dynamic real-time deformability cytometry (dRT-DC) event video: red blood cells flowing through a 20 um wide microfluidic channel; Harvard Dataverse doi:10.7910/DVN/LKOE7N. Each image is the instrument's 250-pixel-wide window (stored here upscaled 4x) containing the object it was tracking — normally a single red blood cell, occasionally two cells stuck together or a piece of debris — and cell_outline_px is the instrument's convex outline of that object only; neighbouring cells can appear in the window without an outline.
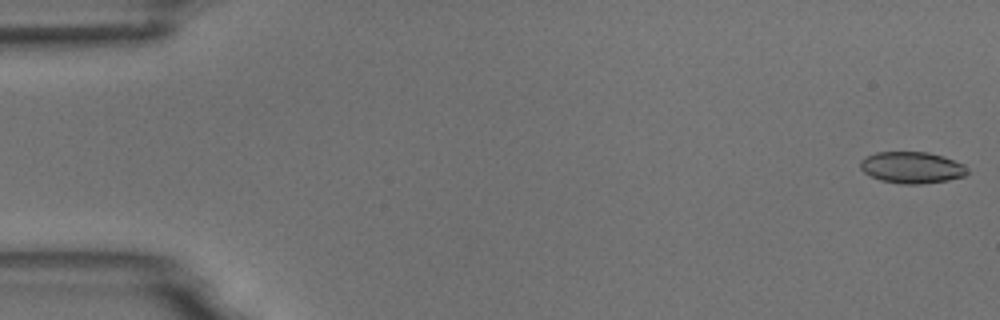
{"species": "common noctule bat (a hibernating species)", "species_latin": "Nyctalus noctula", "temperature_condition": "room temperature", "stored_images_in_passage": 7, "camera_frame_rate_fps": 3000, "um_per_image_px": 0.085, "animal": {"sex": "male", "body_mass_g": 18.8}, "frame": {"image": 1, "passage_image": 1, "time_ms": 0.0, "image_size_px": [1000, 320], "cell_outline_px": [[968, 172], [964, 176], [948, 180], [924, 184], [904, 184], [880, 180], [864, 172], [860, 168], [860, 160], [876, 152], [928, 152], [944, 156], [964, 164]], "centroid_in_image_um": [77.52, 14.24], "position_along_channel_um": 7.5, "area_um2": 19.65}}
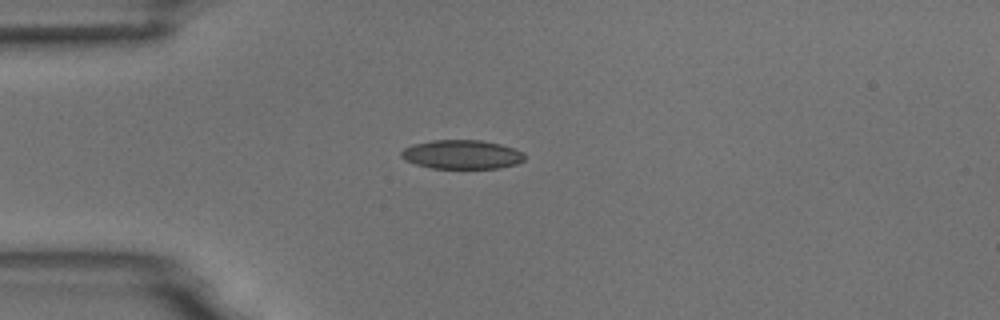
{"frame": {"image": 2, "passage_image": 4, "time_ms": 4.333, "image_size_px": [1000, 320], "cell_outline_px": [[524, 160], [516, 164], [500, 168], [432, 168], [416, 164], [404, 160], [400, 156], [400, 152], [404, 148], [412, 144], [432, 140], [480, 140], [500, 144], [524, 152]], "centroid_in_image_um": [39.23, 13.13], "position_along_channel_um": 45.8, "area_um2": 20.87}}